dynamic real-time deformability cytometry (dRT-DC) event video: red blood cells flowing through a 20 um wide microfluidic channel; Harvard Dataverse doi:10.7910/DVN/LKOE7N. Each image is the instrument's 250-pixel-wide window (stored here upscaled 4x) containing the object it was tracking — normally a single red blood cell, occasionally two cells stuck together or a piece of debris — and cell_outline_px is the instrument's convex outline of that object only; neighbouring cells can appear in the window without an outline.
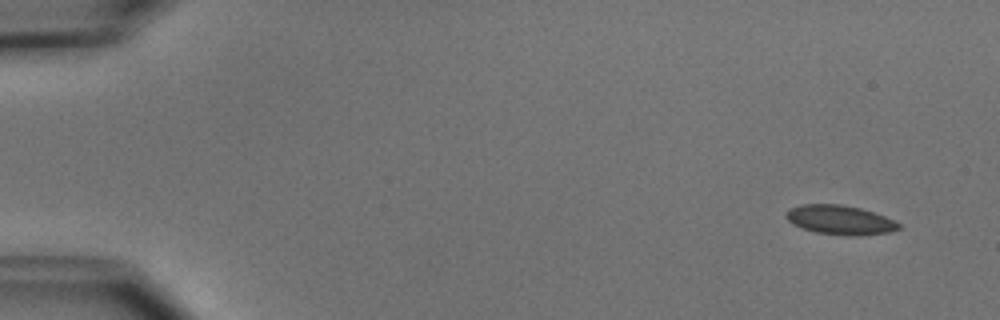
{"species": "common noctule bat (a hibernating species)", "species_latin": "Nyctalus noctula", "temperature_condition": "cold", "stored_images_in_passage": 5, "camera_frame_rate_fps": 3000, "um_per_image_px": 0.085, "animal": {"sex": "male", "body_mass_g": 15.6}, "frame": {"image": 1, "passage_image": 1, "time_ms": 0.0, "image_size_px": [1000, 320], "cell_outline_px": [[900, 228], [888, 232], [856, 236], [848, 236], [816, 232], [792, 224], [784, 216], [788, 208], [800, 204], [840, 204], [860, 208], [884, 216], [900, 224]], "centroid_in_image_um": [71.35, 18.68], "position_along_channel_um": 13.7, "area_um2": 19.13}}
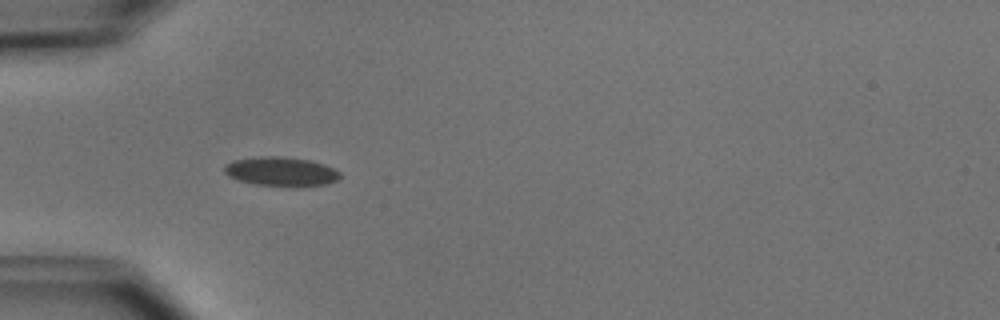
{"frame": {"image": 2, "passage_image": 4, "time_ms": 4.333, "image_size_px": [1000, 320], "cell_outline_px": [[340, 176], [336, 180], [328, 184], [300, 188], [256, 184], [236, 180], [228, 176], [224, 172], [224, 164], [232, 160], [260, 156], [284, 156], [308, 160], [324, 164], [340, 172]], "centroid_in_image_um": [23.87, 14.59], "position_along_channel_um": 61.1, "area_um2": 20.11}}